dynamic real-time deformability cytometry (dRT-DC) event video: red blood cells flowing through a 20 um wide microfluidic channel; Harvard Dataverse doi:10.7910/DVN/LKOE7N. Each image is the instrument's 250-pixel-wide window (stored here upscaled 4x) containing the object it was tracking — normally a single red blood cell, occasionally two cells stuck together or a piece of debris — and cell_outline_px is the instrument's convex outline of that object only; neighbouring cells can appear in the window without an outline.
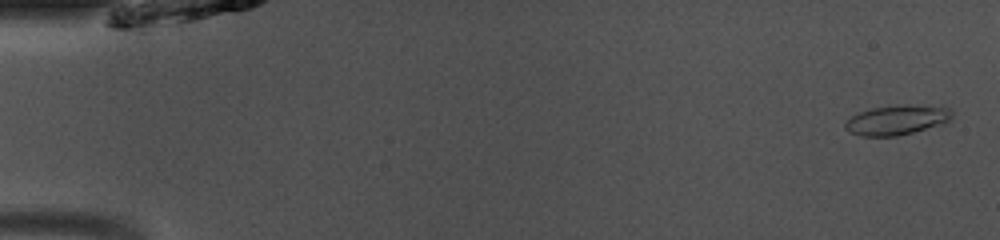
{"species": "common noctule bat (a hibernating species)", "species_latin": "Nyctalus noctula", "temperature_condition": "room temperature", "stored_images_in_passage": 49, "camera_frame_rate_fps": 3000, "um_per_image_px": 0.085, "animal": {"sex": "male", "body_mass_g": 13.0, "forearm_length_mm": 53.1}, "frame": {"image": 1, "passage_image": 2, "time_ms": 0.333, "image_size_px": [1000, 240], "cell_outline_px": [[952, 120], [944, 124], [896, 136], [860, 136], [848, 132], [844, 128], [844, 124], [852, 116], [860, 112], [872, 108], [900, 104], [940, 104], [948, 108], [952, 112]], "centroid_in_image_um": [76.3, 10.17], "position_along_channel_um": 8.7, "area_um2": 19.02}}
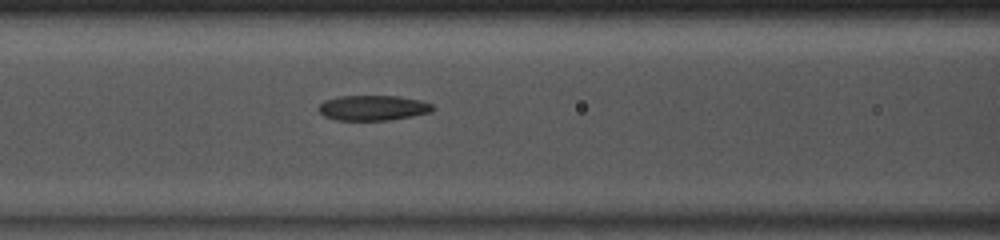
{"frame": {"image": 2, "passage_image": 21, "time_ms": 6.667, "image_size_px": [1000, 240], "cell_outline_px": [[436, 108], [432, 112], [412, 116], [388, 120], [336, 120], [324, 116], [316, 108], [324, 100], [340, 96], [396, 96], [420, 100], [432, 104]], "centroid_in_image_um": [31.7, 9.17], "position_along_channel_um": 134.9, "area_um2": 16.82}}
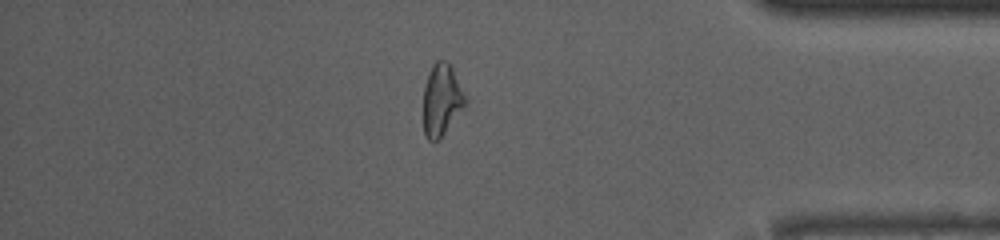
{"frame": {"image": 3, "passage_image": 42, "time_ms": 13.667, "image_size_px": [1000, 240], "cell_outline_px": [[464, 108], [440, 140], [428, 140], [424, 136], [424, 84], [428, 72], [432, 64], [436, 60], [444, 60], [452, 68], [464, 96]], "centroid_in_image_um": [37.5, 8.52], "position_along_channel_um": 397.7, "area_um2": 17.34}, "authors_computed_cell_mechanics": {"area_um2": 17.3978, "velocity_mm_per_s": 4.117, "shape_relaxation_time_tau1_ms": 10.2214, "shape_relaxation_time_tau2_ms": 2.2065, "deformation_change_tau1": 0.2664, "deformation_change_tau2": 0.0928}}